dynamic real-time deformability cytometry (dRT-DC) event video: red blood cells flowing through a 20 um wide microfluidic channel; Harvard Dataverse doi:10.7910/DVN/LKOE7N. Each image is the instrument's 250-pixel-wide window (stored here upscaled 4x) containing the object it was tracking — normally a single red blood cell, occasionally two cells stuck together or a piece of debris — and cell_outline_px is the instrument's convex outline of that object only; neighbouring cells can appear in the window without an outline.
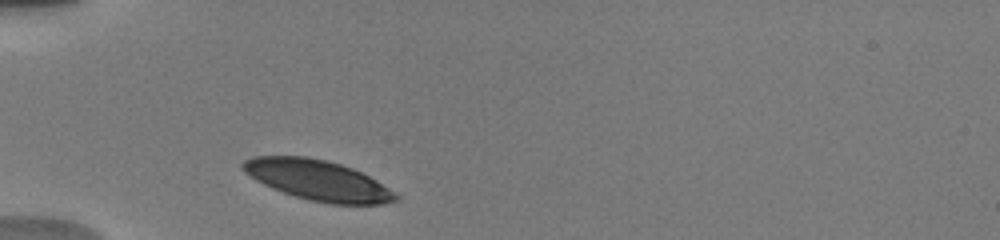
{"species": "human", "species_latin": "Homo sapiens", "temperature_condition": "warm", "stored_images_in_passage": 40, "camera_frame_rate_fps": 3000, "um_per_image_px": 0.085, "donor": {"sex": "male"}, "frame": {"image": 1, "passage_image": 1, "time_ms": 0.0, "image_size_px": [1000, 240], "cell_outline_px": [[400, 200], [384, 204], [328, 204], [308, 200], [272, 188], [256, 180], [244, 172], [240, 164], [244, 160], [252, 156], [308, 156], [340, 164], [352, 168], [376, 180], [400, 196]], "centroid_in_image_um": [27.01, 15.32], "position_along_channel_um": 58.0, "area_um2": 35.84}}
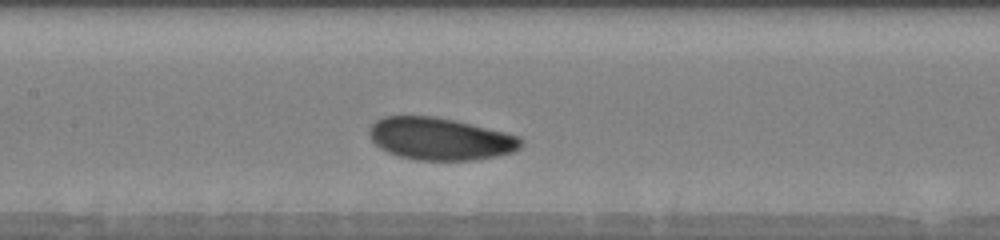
{"frame": {"image": 2, "passage_image": 15, "time_ms": 3.333, "image_size_px": [1000, 240], "cell_outline_px": [[524, 140], [520, 148], [512, 152], [496, 156], [472, 160], [416, 160], [400, 156], [388, 152], [380, 148], [372, 140], [368, 132], [372, 124], [376, 120], [384, 116], [436, 116], [504, 132], [520, 136]], "centroid_in_image_um": [37.41, 11.8], "position_along_channel_um": 170.0, "area_um2": 37.28}}
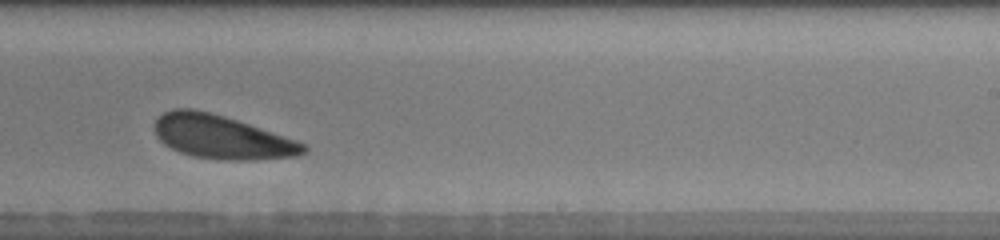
{"frame": {"image": 3, "passage_image": 26, "time_ms": 6.0, "image_size_px": [1000, 240], "cell_outline_px": [[308, 152], [296, 156], [256, 160], [216, 160], [192, 156], [180, 152], [164, 144], [156, 136], [152, 128], [156, 120], [164, 112], [172, 108], [192, 108], [224, 116], [308, 144]], "centroid_in_image_um": [18.84, 11.66], "position_along_channel_um": 270.2, "area_um2": 37.97}, "authors_computed_cell_mechanics": {"area_um2": 37.6278, "velocity_mm_per_s": 3.7682, "shape_relaxation_time_tau1_ms": 1.6955, "shape_relaxation_time_tau2_ms": null, "deformation_change_tau1": 0.0877, "deformation_change_tau2": null}}